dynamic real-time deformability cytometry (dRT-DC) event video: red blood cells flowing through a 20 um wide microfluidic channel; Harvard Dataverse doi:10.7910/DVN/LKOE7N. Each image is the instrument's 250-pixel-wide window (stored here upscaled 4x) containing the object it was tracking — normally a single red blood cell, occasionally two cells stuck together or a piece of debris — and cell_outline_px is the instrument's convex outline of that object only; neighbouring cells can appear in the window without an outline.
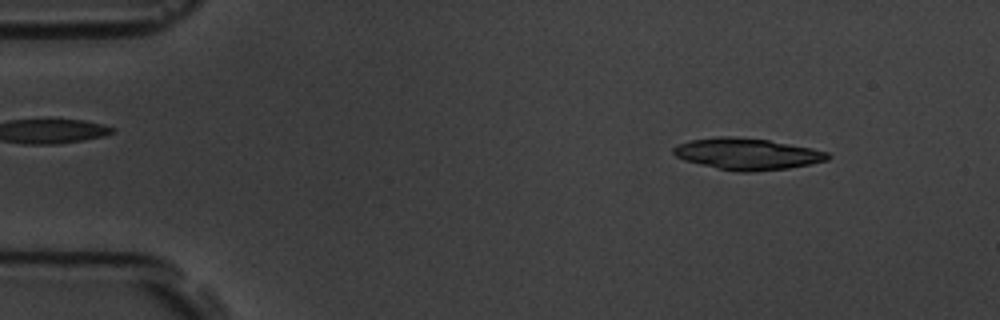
{"species": "common noctule bat (a hibernating species)", "species_latin": "Nyctalus noctula", "temperature_condition": "room temperature", "stored_images_in_passage": 9, "camera_frame_rate_fps": 3000, "um_per_image_px": 0.085, "animal": {"sex": "male", "body_mass_g": 19.5, "forearm_length_mm": 54.6}, "frame": {"image": 1, "passage_image": 1, "time_ms": 0.0, "image_size_px": [1000, 320], "cell_outline_px": [[832, 156], [828, 160], [788, 168], [752, 172], [740, 172], [716, 168], [684, 160], [676, 156], [672, 152], [672, 148], [688, 140], [716, 136], [732, 136], [768, 140], [812, 148], [828, 152]], "centroid_in_image_um": [63.5, 13.08], "position_along_channel_um": 21.5, "area_um2": 28.32}}